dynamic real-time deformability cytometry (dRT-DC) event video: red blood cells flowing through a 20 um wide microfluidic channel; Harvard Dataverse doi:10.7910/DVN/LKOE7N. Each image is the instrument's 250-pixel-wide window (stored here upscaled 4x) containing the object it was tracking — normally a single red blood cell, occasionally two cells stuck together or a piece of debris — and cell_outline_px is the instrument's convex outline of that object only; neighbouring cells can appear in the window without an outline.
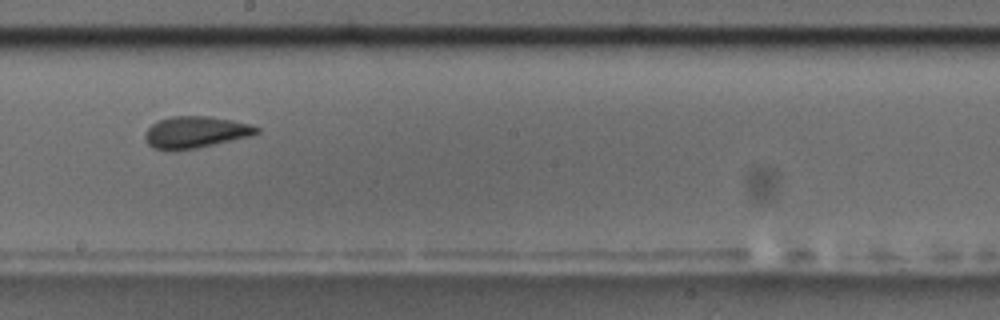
{"species": "common noctule bat (a hibernating species)", "species_latin": "Nyctalus noctula", "temperature_condition": "room temperature", "stored_images_in_passage": 12, "camera_frame_rate_fps": 3000, "um_per_image_px": 0.085, "animal": {"sex": "male", "body_mass_g": 17.5, "forearm_length_mm": 52.3}, "frame": {"image": 1, "passage_image": 6, "time_ms": 5.667, "image_size_px": [1000, 320], "cell_outline_px": [[260, 132], [252, 136], [196, 148], [176, 152], [152, 148], [144, 140], [144, 132], [156, 120], [172, 116], [208, 116], [248, 124], [260, 128]], "centroid_in_image_um": [16.55, 11.26], "position_along_channel_um": 231.6, "area_um2": 20.87}}
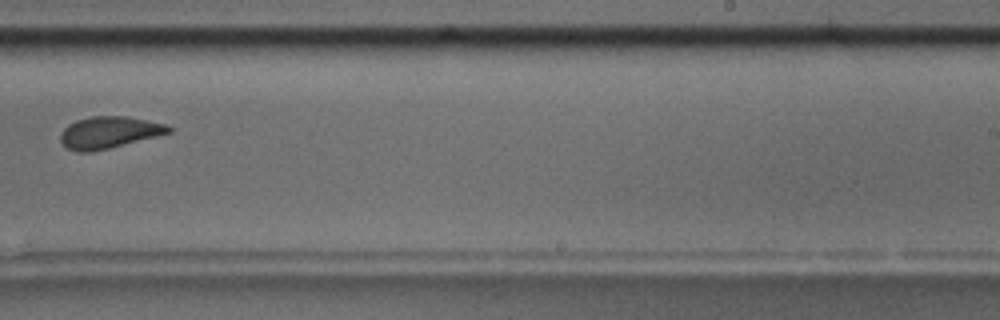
{"frame": {"image": 2, "passage_image": 7, "time_ms": 7.0, "image_size_px": [1000, 320], "cell_outline_px": [[172, 132], [92, 152], [76, 152], [68, 148], [60, 140], [60, 132], [68, 124], [76, 120], [88, 116], [128, 116], [164, 124], [172, 128]], "centroid_in_image_um": [9.22, 11.24], "position_along_channel_um": 279.8, "area_um2": 19.94}, "authors_computed_cell_mechanics": {"area_um2": 20.7791, "velocity_mm_per_s": 3.6059, "shape_relaxation_time_tau1_ms": 5.7992, "shape_relaxation_time_tau2_ms": 1.4196, "deformation_change_tau1": 0.1454, "deformation_change_tau2": 0.0827}}